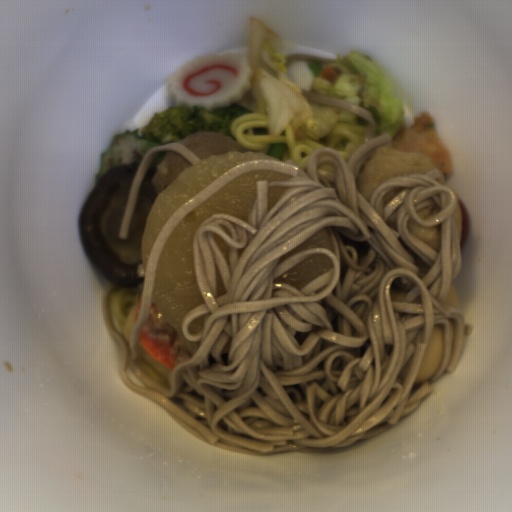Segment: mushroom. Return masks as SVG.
Here are the masks:
<instances>
[{
    "instance_id": "obj_1",
    "label": "mushroom",
    "mask_w": 512,
    "mask_h": 512,
    "mask_svg": "<svg viewBox=\"0 0 512 512\" xmlns=\"http://www.w3.org/2000/svg\"><path fill=\"white\" fill-rule=\"evenodd\" d=\"M137 171L111 168L88 194L78 226L85 254L109 282L130 286L145 280L141 246L148 214L158 198L153 174L141 179L127 239L119 234Z\"/></svg>"
}]
</instances>
